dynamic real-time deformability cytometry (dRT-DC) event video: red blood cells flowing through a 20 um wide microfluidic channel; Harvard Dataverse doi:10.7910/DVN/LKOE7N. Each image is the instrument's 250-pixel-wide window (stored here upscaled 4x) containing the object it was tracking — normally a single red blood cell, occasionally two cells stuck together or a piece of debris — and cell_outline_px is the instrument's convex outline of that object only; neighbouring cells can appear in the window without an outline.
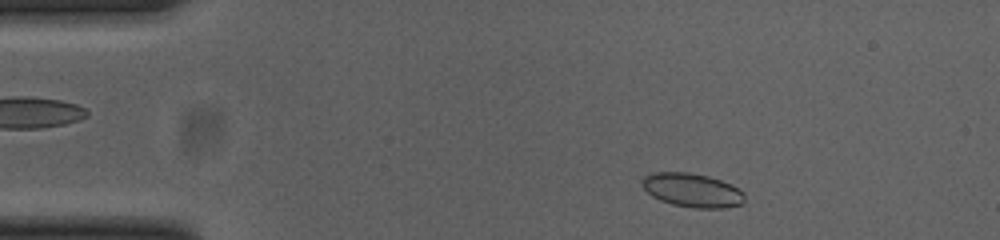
{"species": "common noctule bat (a hibernating species)", "species_latin": "Nyctalus noctula", "temperature_condition": "cold", "stored_images_in_passage": 48, "camera_frame_rate_fps": 3000, "um_per_image_px": 0.085, "animal": {"sex": "female", "body_mass_g": 23.0, "forearm_length_mm": 53.4}, "frame": {"image": 1, "passage_image": 4, "time_ms": 1.0, "image_size_px": [1000, 240], "cell_outline_px": [[744, 200], [740, 204], [724, 208], [692, 208], [672, 204], [660, 200], [652, 196], [640, 184], [640, 180], [644, 176], [652, 172], [688, 172], [708, 176], [732, 184], [744, 192]], "centroid_in_image_um": [58.81, 16.16], "position_along_channel_um": 26.2, "area_um2": 20.35}}
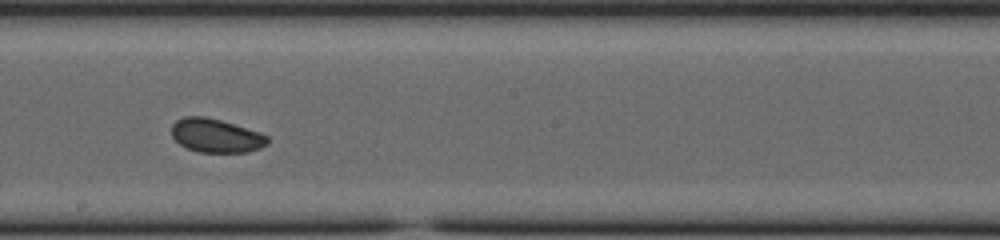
{"frame": {"image": 2, "passage_image": 25, "time_ms": 8.0, "image_size_px": [1000, 240], "cell_outline_px": [[268, 144], [260, 148], [248, 152], [200, 152], [188, 148], [180, 144], [172, 136], [172, 124], [176, 120], [184, 116], [204, 116], [220, 120], [260, 132], [268, 136]], "centroid_in_image_um": [18.36, 11.52], "position_along_channel_um": 229.8, "area_um2": 18.79}}
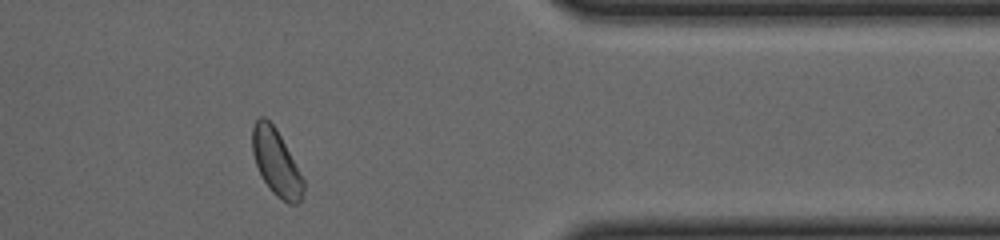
{"frame": {"image": 3, "passage_image": 39, "time_ms": 12.667, "image_size_px": [1000, 240], "cell_outline_px": [[304, 188], [300, 200], [296, 204], [288, 204], [276, 196], [272, 192], [264, 180], [256, 164], [252, 152], [252, 128], [256, 120], [260, 116], [264, 116], [276, 128], [304, 180]], "centroid_in_image_um": [23.46, 13.81], "position_along_channel_um": 387.9, "area_um2": 19.36}, "authors_computed_cell_mechanics": {"area_um2": 19.5653, "velocity_mm_per_s": 3.8245, "shape_relaxation_time_tau1_ms": 4.9938, "shape_relaxation_time_tau2_ms": 3.5911, "deformation_change_tau1": 0.0493, "deformation_change_tau2": 0.0563}}